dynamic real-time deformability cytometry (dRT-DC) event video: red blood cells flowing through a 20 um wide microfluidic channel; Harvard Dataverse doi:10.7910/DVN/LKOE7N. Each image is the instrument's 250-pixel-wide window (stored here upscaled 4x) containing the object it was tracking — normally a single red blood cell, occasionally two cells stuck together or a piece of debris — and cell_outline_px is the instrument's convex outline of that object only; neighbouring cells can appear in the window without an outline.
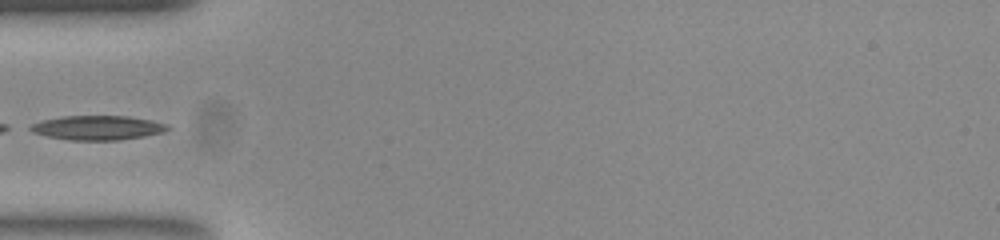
{"species": "common noctule bat (a hibernating species)", "species_latin": "Nyctalus noctula", "temperature_condition": "room temperature", "stored_images_in_passage": 33, "camera_frame_rate_fps": 3000, "um_per_image_px": 0.085, "animal": {"sex": "female", "body_mass_g": 23.0, "forearm_length_mm": 53.4}, "frame": {"image": 1, "passage_image": 1, "time_ms": 0.0, "image_size_px": [1000, 240], "cell_outline_px": [[172, 128], [164, 132], [144, 136], [116, 140], [72, 140], [48, 136], [32, 132], [24, 128], [32, 124], [44, 120], [60, 116], [128, 116], [152, 120], [168, 124]], "centroid_in_image_um": [8.3, 10.85], "position_along_channel_um": 76.7, "area_um2": 19.54}}
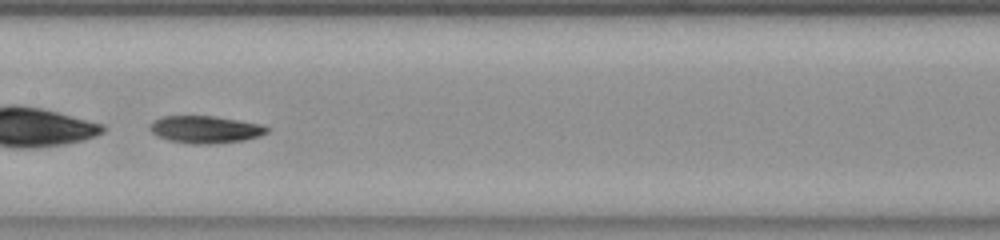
{"frame": {"image": 2, "passage_image": 10, "time_ms": 3.0, "image_size_px": [1000, 240], "cell_outline_px": [[268, 132], [260, 136], [244, 140], [212, 144], [192, 144], [168, 140], [156, 136], [152, 132], [152, 120], [160, 116], [212, 116], [260, 124], [268, 128]], "centroid_in_image_um": [17.43, 11.01], "position_along_channel_um": 190.0, "area_um2": 18.5}}
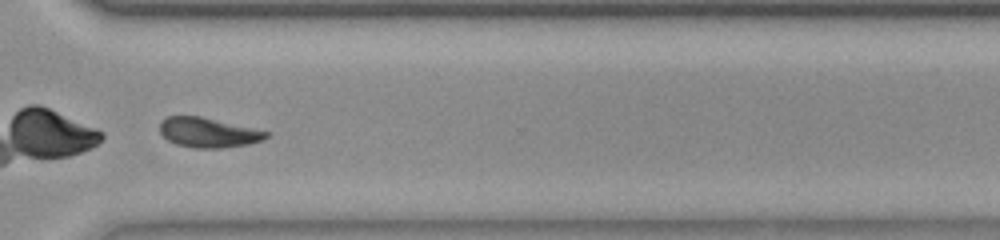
{"frame": {"image": 3, "passage_image": 23, "time_ms": 7.333, "image_size_px": [1000, 240], "cell_outline_px": [[272, 132], [264, 140], [248, 144], [220, 148], [192, 148], [176, 144], [168, 140], [160, 132], [160, 120], [164, 116], [200, 116]], "centroid_in_image_um": [17.7, 11.26], "position_along_channel_um": 352.9, "area_um2": 18.61}}